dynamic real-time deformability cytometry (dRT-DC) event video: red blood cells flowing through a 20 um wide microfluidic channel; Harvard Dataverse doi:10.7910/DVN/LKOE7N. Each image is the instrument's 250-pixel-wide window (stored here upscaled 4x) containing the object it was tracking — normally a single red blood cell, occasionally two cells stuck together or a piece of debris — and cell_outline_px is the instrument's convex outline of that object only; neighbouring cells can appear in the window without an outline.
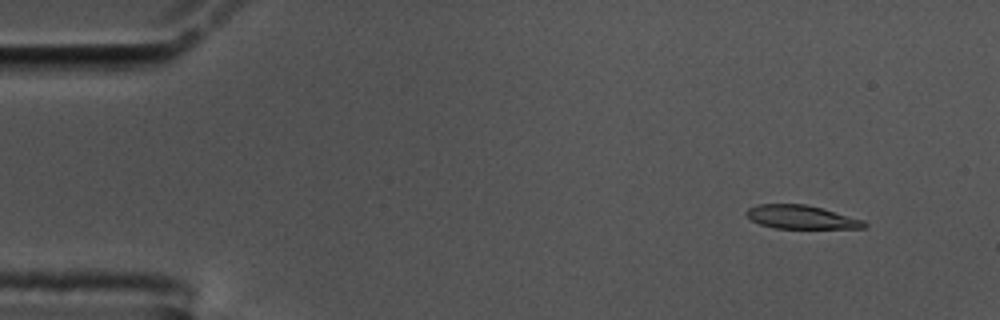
{"species": "common noctule bat (a hibernating species)", "species_latin": "Nyctalus noctula", "temperature_condition": "cold", "stored_images_in_passage": 56, "camera_frame_rate_fps": 3000, "um_per_image_px": 0.085, "animal": {"sex": "male", "body_mass_g": 17.5, "forearm_length_mm": 52.3}, "frame": {"image": 1, "passage_image": 5, "time_ms": 1.333, "image_size_px": [1000, 320], "cell_outline_px": [[868, 224], [864, 228], [776, 228], [760, 224], [752, 220], [744, 212], [748, 208], [756, 204], [804, 204], [820, 208], [864, 220]], "centroid_in_image_um": [68.08, 18.45], "position_along_channel_um": 16.9, "area_um2": 15.95}}
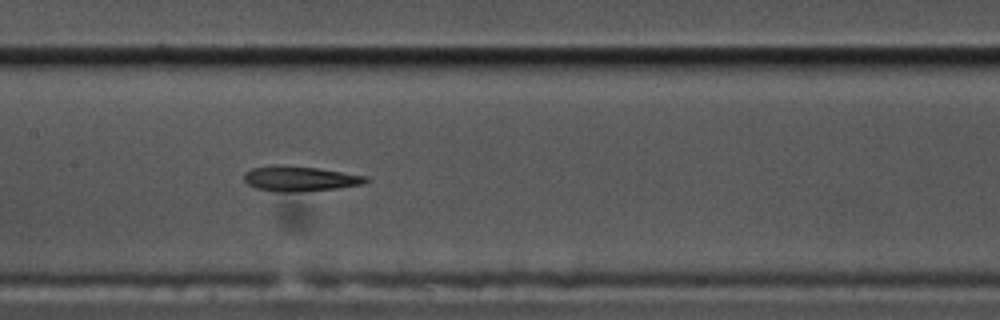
{"frame": {"image": 2, "passage_image": 27, "time_ms": 8.667, "image_size_px": [1000, 320], "cell_outline_px": [[372, 180], [364, 184], [336, 188], [288, 192], [280, 192], [256, 188], [248, 184], [244, 180], [244, 172], [252, 168], [276, 164], [284, 164], [316, 168], [368, 176]], "centroid_in_image_um": [25.49, 15.17], "position_along_channel_um": 181.9, "area_um2": 17.86}}
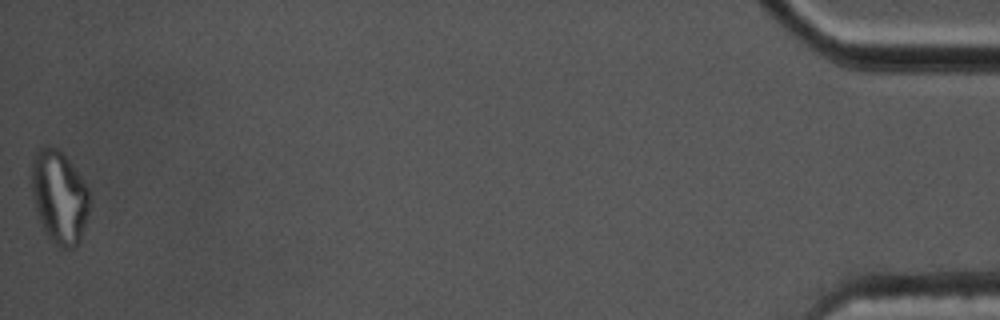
{"frame": {"image": 3, "passage_image": 56, "time_ms": 18.333, "image_size_px": [1000, 320], "cell_outline_px": [[88, 212], [80, 240], [76, 248], [60, 248], [44, 232], [32, 196], [32, 160], [36, 148], [48, 144], [64, 152], [88, 188]], "centroid_in_image_um": [5.02, 16.7], "position_along_channel_um": 430.2, "area_um2": 31.39}, "authors_computed_cell_mechanics": {"area_um2": 17.8602, "velocity_mm_per_s": 3.5654, "shape_relaxation_time_tau1_ms": null, "shape_relaxation_time_tau2_ms": 1.7116, "deformation_change_tau1": null, "deformation_change_tau2": 0.1223}}